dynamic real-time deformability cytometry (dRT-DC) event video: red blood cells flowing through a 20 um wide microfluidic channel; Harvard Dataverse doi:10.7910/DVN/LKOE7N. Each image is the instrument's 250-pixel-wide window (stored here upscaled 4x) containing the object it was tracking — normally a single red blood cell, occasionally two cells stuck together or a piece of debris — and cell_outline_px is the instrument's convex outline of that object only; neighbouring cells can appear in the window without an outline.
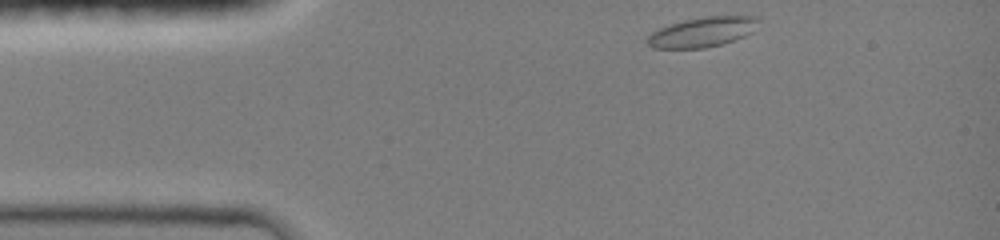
{"species": "common noctule bat (a hibernating species)", "species_latin": "Nyctalus noctula", "temperature_condition": "room temperature", "stored_images_in_passage": 58, "camera_frame_rate_fps": 3000, "um_per_image_px": 0.085, "animal": {"sex": "female", "body_mass_g": 19.0, "forearm_length_mm": 51.5}, "frame": {"image": 1, "passage_image": 1, "time_ms": 0.0, "image_size_px": [1000, 240], "cell_outline_px": [[760, 20], [752, 32], [744, 36], [720, 44], [704, 48], [652, 48], [648, 44], [648, 36], [656, 28], [684, 20], [708, 16], [756, 16]], "centroid_in_image_um": [59.68, 2.71], "position_along_channel_um": 25.3, "area_um2": 19.19}}
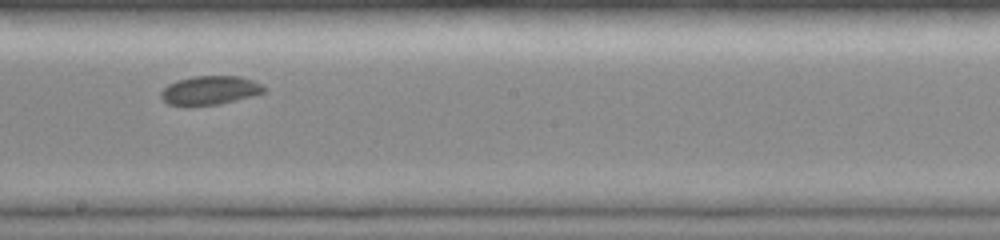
{"frame": {"image": 2, "passage_image": 23, "time_ms": 6.333, "image_size_px": [1000, 240], "cell_outline_px": [[268, 88], [264, 92], [252, 96], [220, 104], [188, 108], [168, 104], [160, 96], [160, 92], [168, 84], [176, 80], [192, 76], [240, 76], [252, 80]], "centroid_in_image_um": [17.8, 7.7], "position_along_channel_um": 230.4, "area_um2": 17.8}}
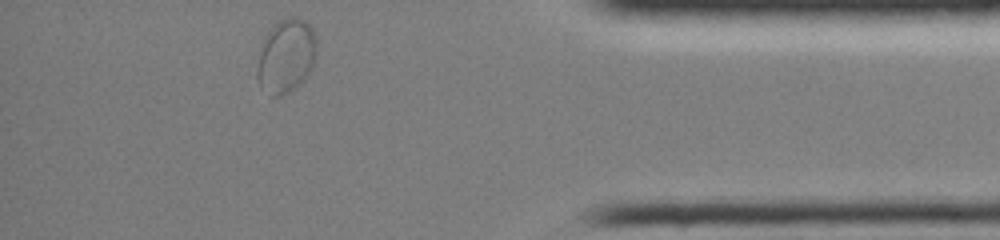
{"frame": {"image": 3, "passage_image": 56, "time_ms": 11.333, "image_size_px": [1000, 240], "cell_outline_px": [[316, 56], [312, 68], [288, 92], [280, 96], [272, 96], [260, 88], [256, 76], [256, 72], [260, 52], [264, 36], [280, 20], [288, 16], [296, 16], [304, 20], [312, 28], [316, 40]], "centroid_in_image_um": [24.3, 4.73], "position_along_channel_um": 410.9, "area_um2": 25.32}, "authors_computed_cell_mechanics": {"area_um2": 17.8024, "velocity_mm_per_s": 4.082, "shape_relaxation_time_tau1_ms": 10.124, "shape_relaxation_time_tau2_ms": 5.1243, "deformation_change_tau1": 0.1479, "deformation_change_tau2": 0.049}}